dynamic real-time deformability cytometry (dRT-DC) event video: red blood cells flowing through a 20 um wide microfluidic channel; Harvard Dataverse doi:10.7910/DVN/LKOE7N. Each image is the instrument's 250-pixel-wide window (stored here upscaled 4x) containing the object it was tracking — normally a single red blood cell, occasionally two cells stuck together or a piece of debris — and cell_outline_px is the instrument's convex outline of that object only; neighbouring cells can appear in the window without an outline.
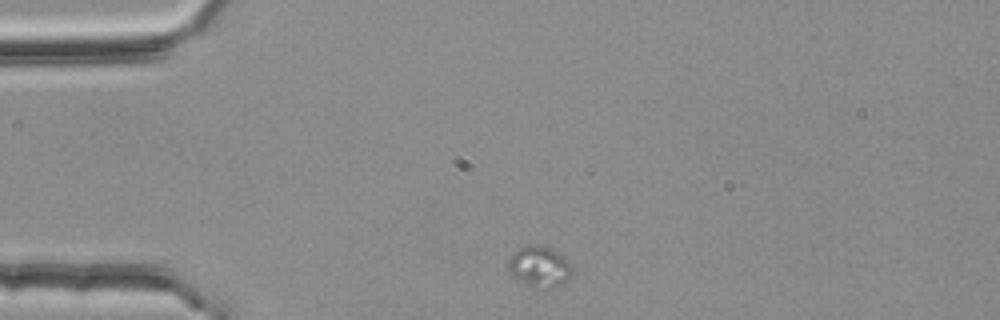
{"species": "common noctule bat (a hibernating species)", "species_latin": "Nyctalus noctula", "temperature_condition": "room temperature", "stored_images_in_passage": 2, "camera_frame_rate_fps": 3000, "um_per_image_px": 0.085, "animal": {"sex": "female", "body_mass_g": 25.1}, "frame": {"image": 1, "passage_image": 1, "time_ms": 0.0, "image_size_px": [1000, 320], "cell_outline_px": [[572, 272], [560, 284], [552, 288], [544, 288], [528, 284], [516, 276], [508, 268], [508, 260], [512, 252], [520, 248], [532, 244], [536, 244], [552, 248], [564, 256], [572, 264]], "centroid_in_image_um": [45.88, 22.6], "position_along_channel_um": 39.1, "area_um2": 14.8}}